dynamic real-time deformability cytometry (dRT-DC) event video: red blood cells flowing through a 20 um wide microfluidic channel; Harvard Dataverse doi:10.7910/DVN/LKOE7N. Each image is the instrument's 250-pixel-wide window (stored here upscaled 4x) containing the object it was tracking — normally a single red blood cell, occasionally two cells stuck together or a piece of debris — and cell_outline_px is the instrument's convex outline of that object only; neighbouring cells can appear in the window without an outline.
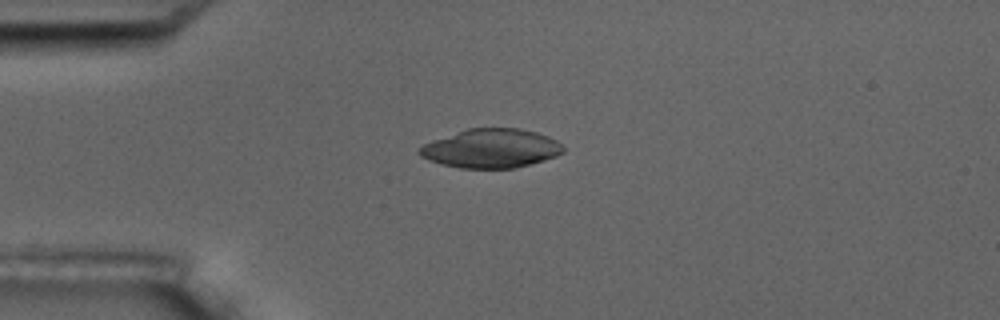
{"species": "common noctule bat (a hibernating species)", "species_latin": "Nyctalus noctula", "temperature_condition": "room temperature", "stored_images_in_passage": 13, "camera_frame_rate_fps": 3000, "um_per_image_px": 0.085, "animal": {"sex": "male", "body_mass_g": 17.5, "forearm_length_mm": 52.3}, "frame": {"image": 1, "passage_image": 1, "time_ms": 0.0, "image_size_px": [1000, 320], "cell_outline_px": [[564, 152], [556, 156], [544, 160], [516, 168], [460, 168], [440, 164], [428, 160], [420, 156], [416, 152], [424, 144], [432, 140], [468, 128], [520, 128], [536, 132], [548, 136], [556, 140], [564, 148]], "centroid_in_image_um": [41.73, 12.62], "position_along_channel_um": 43.3, "area_um2": 32.71}}